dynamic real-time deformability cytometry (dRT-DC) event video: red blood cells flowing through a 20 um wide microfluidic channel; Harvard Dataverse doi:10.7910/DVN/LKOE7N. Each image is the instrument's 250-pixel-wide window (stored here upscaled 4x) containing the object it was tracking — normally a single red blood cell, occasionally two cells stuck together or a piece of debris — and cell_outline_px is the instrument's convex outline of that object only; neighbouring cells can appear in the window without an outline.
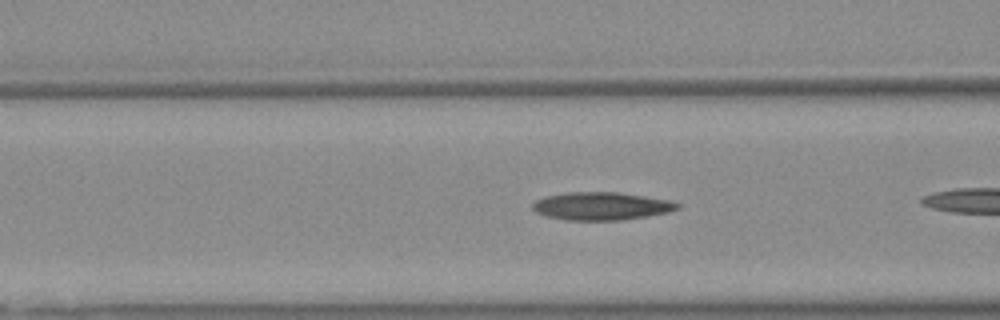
{"species": "Egyptian fruit bat (a non-hibernating species)", "species_latin": "Rousettus aegyptiacus", "temperature_condition": "warm", "stored_images_in_passage": 7, "camera_frame_rate_fps": 3000, "um_per_image_px": 0.085, "animal": {"sex": "female"}, "frame": {"image": 1, "passage_image": 3, "time_ms": 0.667, "image_size_px": [1000, 320], "cell_outline_px": [[680, 208], [668, 212], [620, 220], [568, 220], [548, 216], [536, 212], [532, 208], [532, 204], [536, 200], [544, 196], [568, 192], [616, 192], [644, 196], [668, 200], [680, 204]], "centroid_in_image_um": [51.09, 17.51], "position_along_channel_um": 115.5, "area_um2": 23.29}}
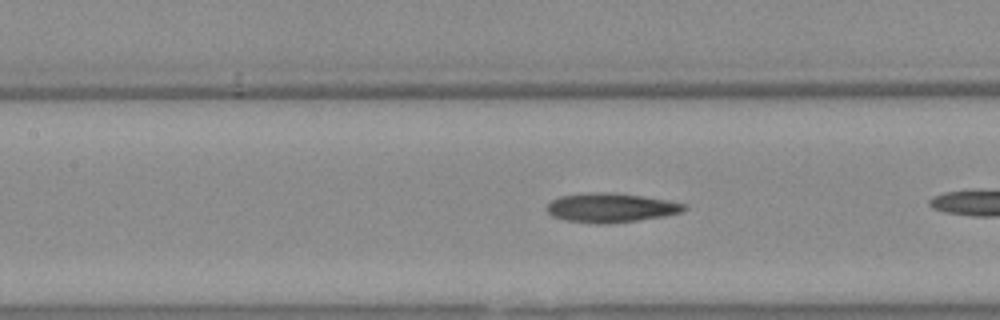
{"frame": {"image": 2, "passage_image": 6, "time_ms": 1.667, "image_size_px": [1000, 320], "cell_outline_px": [[688, 208], [680, 212], [664, 216], [640, 220], [608, 224], [596, 224], [564, 220], [552, 216], [548, 212], [548, 204], [552, 200], [560, 196], [584, 192], [612, 192], [640, 196], [664, 200], [684, 204]], "centroid_in_image_um": [51.87, 17.66], "position_along_channel_um": 155.5, "area_um2": 23.35}}